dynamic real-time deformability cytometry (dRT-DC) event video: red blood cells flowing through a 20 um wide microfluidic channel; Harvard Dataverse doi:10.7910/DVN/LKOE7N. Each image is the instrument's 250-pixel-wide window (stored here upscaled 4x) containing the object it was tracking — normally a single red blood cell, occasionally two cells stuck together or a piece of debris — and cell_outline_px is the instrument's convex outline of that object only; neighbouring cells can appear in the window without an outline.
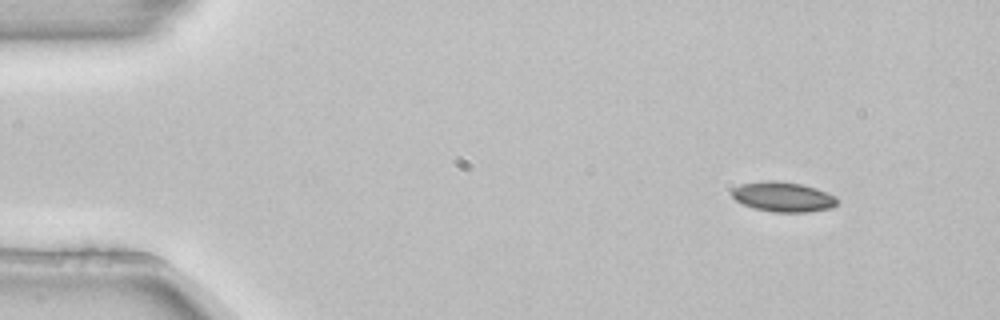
{"species": "common noctule bat (a hibernating species)", "species_latin": "Nyctalus noctula", "temperature_condition": "room temperature", "stored_images_in_passage": 4, "camera_frame_rate_fps": 3000, "um_per_image_px": 0.085, "animal": {"sex": "female", "body_mass_g": 22.7, "forearm_length_mm": 54.2}, "frame": {"image": 1, "passage_image": 1, "time_ms": 0.0, "image_size_px": [1000, 320], "cell_outline_px": [[836, 204], [832, 208], [808, 212], [772, 212], [752, 208], [736, 200], [732, 196], [732, 188], [740, 184], [764, 180], [776, 180], [804, 184], [828, 192], [836, 196]], "centroid_in_image_um": [66.56, 16.72], "position_along_channel_um": 18.4, "area_um2": 18.61}}
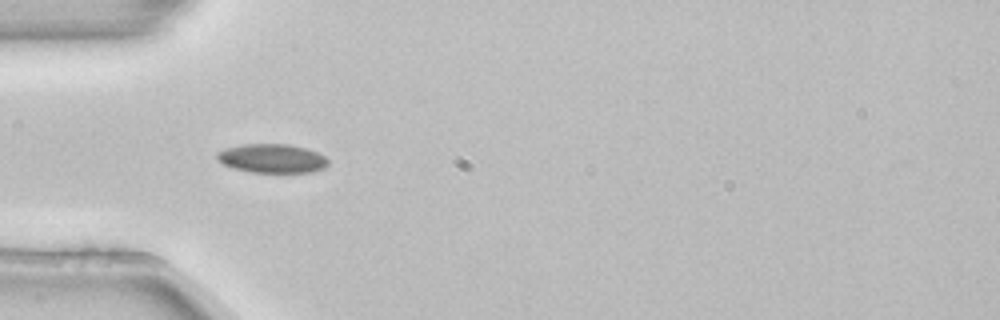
{"frame": {"image": 2, "passage_image": 4, "time_ms": 1.0, "image_size_px": [1000, 320], "cell_outline_px": [[328, 164], [324, 168], [312, 172], [252, 172], [236, 168], [224, 164], [216, 156], [216, 152], [228, 148], [244, 144], [288, 144], [308, 148], [324, 156], [328, 160]], "centroid_in_image_um": [23.17, 13.46], "position_along_channel_um": 61.8, "area_um2": 18.5}}